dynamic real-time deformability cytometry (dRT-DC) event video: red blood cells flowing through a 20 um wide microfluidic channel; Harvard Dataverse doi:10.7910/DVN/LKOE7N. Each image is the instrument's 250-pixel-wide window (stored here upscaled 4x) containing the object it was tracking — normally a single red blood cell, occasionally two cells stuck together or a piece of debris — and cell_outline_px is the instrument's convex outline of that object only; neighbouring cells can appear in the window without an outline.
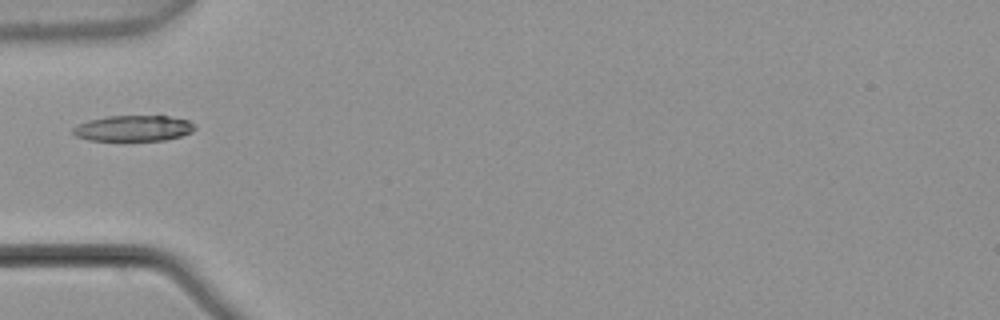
{"species": "common noctule bat (a hibernating species)", "species_latin": "Nyctalus noctula", "temperature_condition": "warm", "stored_images_in_passage": 3, "camera_frame_rate_fps": 3000, "um_per_image_px": 0.085, "animal": {"sex": "male", "body_mass_g": 21.5, "forearm_length_mm": 52.0}, "frame": {"image": 1, "passage_image": 3, "time_ms": 0.667, "image_size_px": [1000, 320], "cell_outline_px": [[196, 128], [192, 132], [180, 136], [164, 140], [88, 140], [76, 136], [72, 132], [72, 128], [88, 120], [108, 116], [168, 116], [188, 120], [196, 124]], "centroid_in_image_um": [11.36, 10.9], "position_along_channel_um": 73.6, "area_um2": 18.26}}